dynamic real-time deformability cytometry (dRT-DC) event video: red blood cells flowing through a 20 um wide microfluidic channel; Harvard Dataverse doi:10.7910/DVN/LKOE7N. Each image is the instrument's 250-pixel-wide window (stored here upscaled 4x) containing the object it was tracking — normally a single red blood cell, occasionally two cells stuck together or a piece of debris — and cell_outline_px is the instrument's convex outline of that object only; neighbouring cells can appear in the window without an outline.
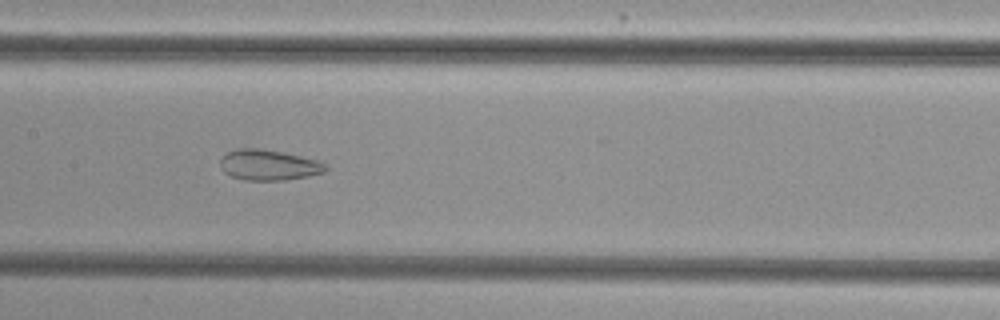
{"species": "common noctule bat (a hibernating species)", "species_latin": "Nyctalus noctula", "temperature_condition": "cold", "stored_images_in_passage": 51, "camera_frame_rate_fps": 3000, "um_per_image_px": 0.085, "animal": {"sex": "female", "body_mass_g": 29.2, "forearm_length_mm": 56.3}, "frame": {"image": 1, "passage_image": 27, "time_ms": 8.667, "image_size_px": [1000, 320], "cell_outline_px": [[328, 168], [324, 172], [308, 176], [284, 180], [244, 180], [232, 176], [224, 172], [220, 168], [220, 160], [228, 152], [236, 148], [260, 148], [284, 152], [316, 160], [328, 164]], "centroid_in_image_um": [22.84, 14.02], "position_along_channel_um": 184.6, "area_um2": 18.84}}
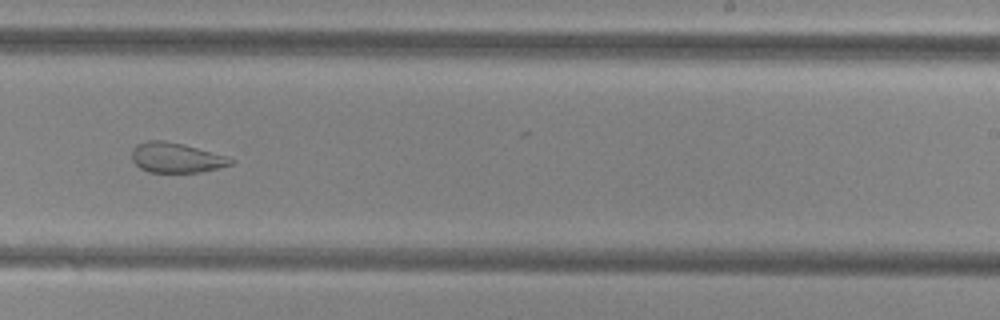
{"frame": {"image": 2, "passage_image": 34, "time_ms": 11.0, "image_size_px": [1000, 320], "cell_outline_px": [[236, 160], [232, 164], [200, 172], [148, 172], [140, 168], [132, 160], [132, 148], [136, 144], [148, 140], [164, 140], [196, 148], [224, 156]], "centroid_in_image_um": [14.91, 13.41], "position_along_channel_um": 274.1, "area_um2": 16.99}}
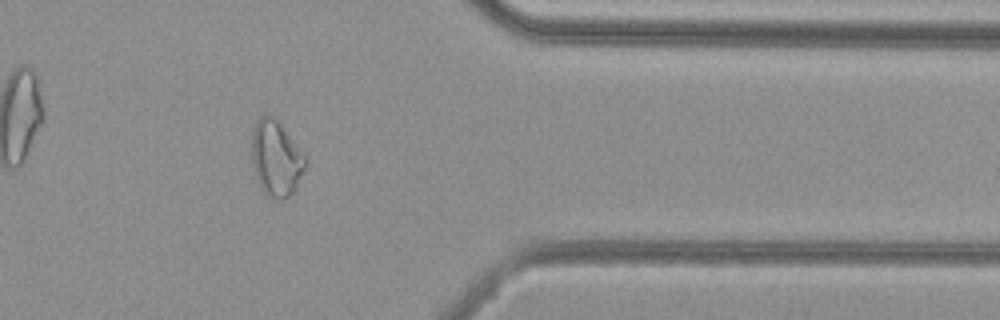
{"frame": {"image": 3, "passage_image": 44, "time_ms": 14.333, "image_size_px": [1000, 320], "cell_outline_px": [[308, 164], [296, 188], [284, 200], [276, 200], [268, 196], [260, 188], [252, 164], [252, 128], [256, 120], [264, 112], [272, 116], [280, 124], [308, 160]], "centroid_in_image_um": [23.46, 13.47], "position_along_channel_um": 387.9, "area_um2": 23.81}}